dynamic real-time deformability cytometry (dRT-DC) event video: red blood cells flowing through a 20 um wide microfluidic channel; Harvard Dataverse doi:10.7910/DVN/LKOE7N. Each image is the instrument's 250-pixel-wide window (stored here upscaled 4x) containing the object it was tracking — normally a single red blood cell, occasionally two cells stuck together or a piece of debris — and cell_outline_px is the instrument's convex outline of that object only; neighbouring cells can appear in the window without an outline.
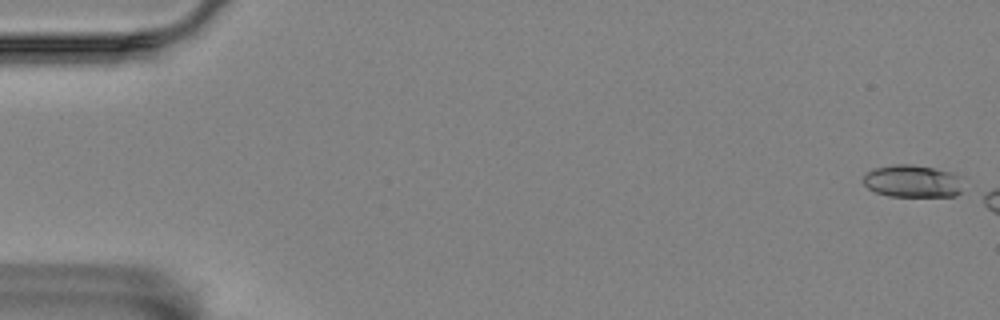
{"species": "Egyptian fruit bat (a non-hibernating species)", "species_latin": "Rousettus aegyptiacus", "temperature_condition": "room temperature", "stored_images_in_passage": 3, "camera_frame_rate_fps": 3000, "um_per_image_px": 0.085, "animal": {"sex": "female"}, "frame": {"image": 1, "passage_image": 1, "time_ms": 0.0, "image_size_px": [1000, 320], "cell_outline_px": [[964, 176], [960, 192], [956, 196], [888, 196], [876, 192], [868, 188], [864, 184], [864, 176], [872, 168], [892, 164], [912, 164], [952, 172]], "centroid_in_image_um": [77.6, 15.39], "position_along_channel_um": 7.4, "area_um2": 19.13}}